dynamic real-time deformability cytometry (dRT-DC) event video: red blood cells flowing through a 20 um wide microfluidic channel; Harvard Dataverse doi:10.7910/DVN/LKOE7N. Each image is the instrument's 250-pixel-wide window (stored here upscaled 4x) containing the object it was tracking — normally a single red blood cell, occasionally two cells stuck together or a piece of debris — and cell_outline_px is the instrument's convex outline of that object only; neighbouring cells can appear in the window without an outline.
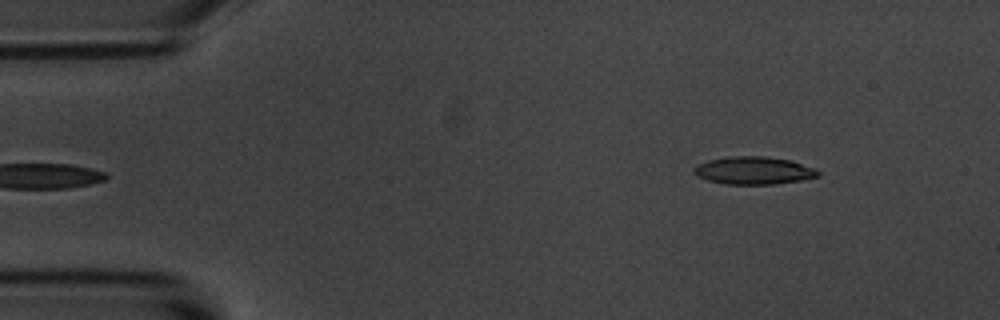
{"species": "common noctule bat (a hibernating species)", "species_latin": "Nyctalus noctula", "temperature_condition": "room temperature", "stored_images_in_passage": 4, "camera_frame_rate_fps": 3000, "um_per_image_px": 0.085, "animal": {"sex": "male", "body_mass_g": 20.1, "forearm_length_mm": 53.5}, "frame": {"image": 1, "passage_image": 4, "time_ms": 4.333, "image_size_px": [1000, 320], "cell_outline_px": [[820, 176], [800, 180], [772, 184], [724, 184], [708, 180], [696, 176], [692, 172], [692, 168], [696, 164], [708, 160], [728, 156], [768, 156], [792, 160], [816, 168], [820, 172]], "centroid_in_image_um": [64.05, 14.48], "position_along_channel_um": 21.0, "area_um2": 20.35}}